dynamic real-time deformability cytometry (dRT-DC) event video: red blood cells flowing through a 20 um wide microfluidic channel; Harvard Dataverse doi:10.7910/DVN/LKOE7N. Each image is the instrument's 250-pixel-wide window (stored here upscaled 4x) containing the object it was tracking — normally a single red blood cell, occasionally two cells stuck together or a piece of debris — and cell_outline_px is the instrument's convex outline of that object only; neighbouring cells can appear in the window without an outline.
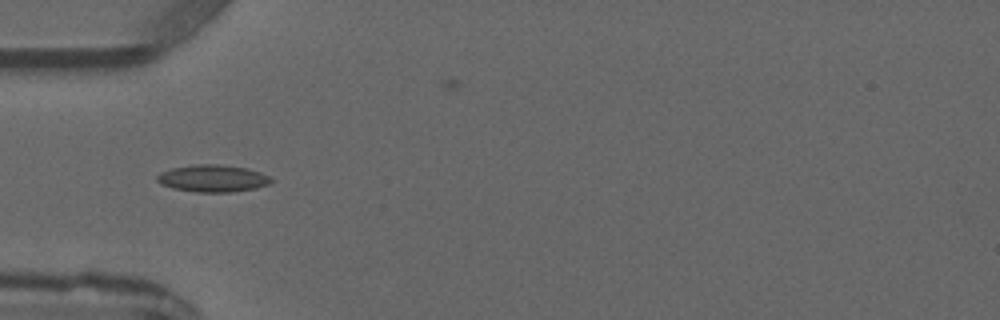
{"species": "common noctule bat (a hibernating species)", "species_latin": "Nyctalus noctula", "temperature_condition": "warm", "stored_images_in_passage": 1, "camera_frame_rate_fps": 3000, "um_per_image_px": 0.085, "animal": {"sex": "male", "forearm_length_mm": 52.5}, "frame": {"image": 1, "passage_image": 1, "time_ms": 0.0, "image_size_px": [1000, 320], "cell_outline_px": [[272, 180], [268, 184], [256, 188], [232, 192], [196, 192], [172, 188], [160, 184], [156, 180], [156, 176], [160, 172], [172, 168], [196, 164], [220, 164], [248, 168], [260, 172], [268, 176]], "centroid_in_image_um": [18.05, 15.16], "position_along_channel_um": 66.9, "area_um2": 18.09}}